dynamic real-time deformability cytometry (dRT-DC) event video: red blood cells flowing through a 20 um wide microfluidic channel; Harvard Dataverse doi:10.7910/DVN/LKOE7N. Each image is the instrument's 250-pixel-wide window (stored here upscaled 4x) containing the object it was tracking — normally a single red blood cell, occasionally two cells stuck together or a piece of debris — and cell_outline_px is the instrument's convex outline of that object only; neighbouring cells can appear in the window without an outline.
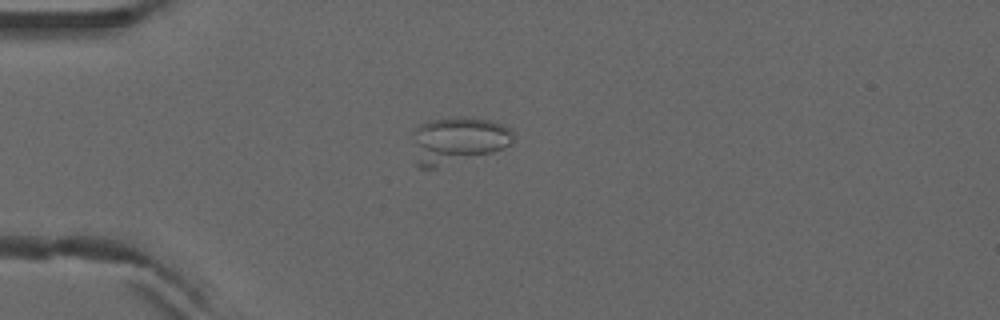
{"species": "common noctule bat (a hibernating species)", "species_latin": "Nyctalus noctula", "temperature_condition": "warm", "stored_images_in_passage": 7, "camera_frame_rate_fps": 3000, "um_per_image_px": 0.085, "animal": {"sex": "male", "forearm_length_mm": 52.5}, "frame": {"image": 1, "passage_image": 5, "time_ms": 1.333, "image_size_px": [1000, 320], "cell_outline_px": [[516, 136], [508, 144], [492, 152], [436, 168], [420, 168], [416, 164], [416, 128], [420, 124], [428, 120], [460, 116], [468, 116], [492, 120], [508, 128]], "centroid_in_image_um": [38.93, 11.9], "position_along_channel_um": 46.1, "area_um2": 27.05}}